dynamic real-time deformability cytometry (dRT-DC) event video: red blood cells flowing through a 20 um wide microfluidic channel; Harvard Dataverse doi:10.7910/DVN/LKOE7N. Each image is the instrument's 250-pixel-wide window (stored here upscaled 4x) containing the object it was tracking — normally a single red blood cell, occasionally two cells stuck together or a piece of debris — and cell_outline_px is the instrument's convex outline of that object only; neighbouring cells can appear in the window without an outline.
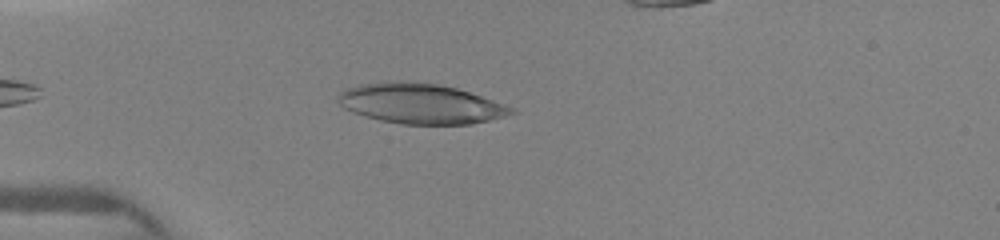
{"species": "human", "species_latin": "Homo sapiens", "temperature_condition": "warm", "stored_images_in_passage": 9, "camera_frame_rate_fps": 3000, "um_per_image_px": 0.085, "donor": {"sex": "female"}, "frame": {"image": 1, "passage_image": 4, "time_ms": 1.0, "image_size_px": [1000, 240], "cell_outline_px": [[516, 112], [504, 116], [472, 124], [404, 124], [380, 120], [352, 112], [344, 108], [336, 100], [340, 92], [348, 88], [360, 84], [400, 80], [436, 84], [456, 88], [516, 108]], "centroid_in_image_um": [35.72, 8.81], "position_along_channel_um": 49.3, "area_um2": 40.17}}